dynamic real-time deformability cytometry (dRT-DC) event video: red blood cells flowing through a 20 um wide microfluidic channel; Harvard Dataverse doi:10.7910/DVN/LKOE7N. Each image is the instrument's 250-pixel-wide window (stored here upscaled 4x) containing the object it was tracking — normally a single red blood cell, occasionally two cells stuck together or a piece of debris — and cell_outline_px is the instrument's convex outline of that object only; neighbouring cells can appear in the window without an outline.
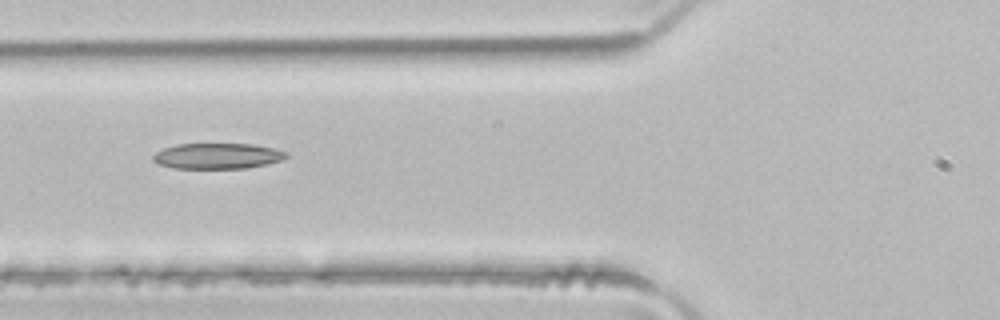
{"species": "common noctule bat (a hibernating species)", "species_latin": "Nyctalus noctula", "temperature_condition": "room temperature", "stored_images_in_passage": 5, "camera_frame_rate_fps": 3000, "um_per_image_px": 0.085, "animal": {"sex": "male", "body_mass_g": 21.5, "forearm_length_mm": 52.0}, "frame": {"image": 1, "passage_image": 5, "time_ms": 1.333, "image_size_px": [1000, 320], "cell_outline_px": [[288, 156], [280, 160], [268, 164], [248, 168], [172, 168], [160, 164], [152, 160], [152, 156], [156, 152], [164, 148], [176, 144], [252, 144], [276, 148], [288, 152]], "centroid_in_image_um": [18.51, 13.25], "position_along_channel_um": 107.3, "area_um2": 20.0}}